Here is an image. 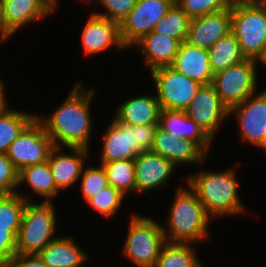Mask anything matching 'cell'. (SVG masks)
I'll return each mask as SVG.
<instances>
[{
  "label": "cell",
  "instance_id": "f35d334b",
  "mask_svg": "<svg viewBox=\"0 0 266 267\" xmlns=\"http://www.w3.org/2000/svg\"><path fill=\"white\" fill-rule=\"evenodd\" d=\"M4 80H2L0 78V114L4 113L5 111H7L9 109V103L7 100V95H6V91H5V82H3Z\"/></svg>",
  "mask_w": 266,
  "mask_h": 267
},
{
  "label": "cell",
  "instance_id": "3957f363",
  "mask_svg": "<svg viewBox=\"0 0 266 267\" xmlns=\"http://www.w3.org/2000/svg\"><path fill=\"white\" fill-rule=\"evenodd\" d=\"M179 185L162 226L166 242L195 244L209 237L208 225L212 218L207 214L197 194L189 187ZM188 188V189H187Z\"/></svg>",
  "mask_w": 266,
  "mask_h": 267
},
{
  "label": "cell",
  "instance_id": "ffe728a7",
  "mask_svg": "<svg viewBox=\"0 0 266 267\" xmlns=\"http://www.w3.org/2000/svg\"><path fill=\"white\" fill-rule=\"evenodd\" d=\"M116 107L113 116L126 125L159 124L162 108L156 93L131 97Z\"/></svg>",
  "mask_w": 266,
  "mask_h": 267
},
{
  "label": "cell",
  "instance_id": "d6986e66",
  "mask_svg": "<svg viewBox=\"0 0 266 267\" xmlns=\"http://www.w3.org/2000/svg\"><path fill=\"white\" fill-rule=\"evenodd\" d=\"M6 39L9 40L26 24L52 15L51 0H2Z\"/></svg>",
  "mask_w": 266,
  "mask_h": 267
},
{
  "label": "cell",
  "instance_id": "e575fe53",
  "mask_svg": "<svg viewBox=\"0 0 266 267\" xmlns=\"http://www.w3.org/2000/svg\"><path fill=\"white\" fill-rule=\"evenodd\" d=\"M136 2L137 0H96L95 3H99L105 11H94L93 13L120 24L135 7Z\"/></svg>",
  "mask_w": 266,
  "mask_h": 267
},
{
  "label": "cell",
  "instance_id": "f546056e",
  "mask_svg": "<svg viewBox=\"0 0 266 267\" xmlns=\"http://www.w3.org/2000/svg\"><path fill=\"white\" fill-rule=\"evenodd\" d=\"M191 20L180 6L172 5L165 16L156 23L153 31L178 39L182 43L187 39Z\"/></svg>",
  "mask_w": 266,
  "mask_h": 267
},
{
  "label": "cell",
  "instance_id": "8d00e7d4",
  "mask_svg": "<svg viewBox=\"0 0 266 267\" xmlns=\"http://www.w3.org/2000/svg\"><path fill=\"white\" fill-rule=\"evenodd\" d=\"M20 228H0V267H4L16 252V239Z\"/></svg>",
  "mask_w": 266,
  "mask_h": 267
},
{
  "label": "cell",
  "instance_id": "83f0119b",
  "mask_svg": "<svg viewBox=\"0 0 266 267\" xmlns=\"http://www.w3.org/2000/svg\"><path fill=\"white\" fill-rule=\"evenodd\" d=\"M37 114L8 109L0 114V153L7 154L12 142L36 118Z\"/></svg>",
  "mask_w": 266,
  "mask_h": 267
},
{
  "label": "cell",
  "instance_id": "b9f144b4",
  "mask_svg": "<svg viewBox=\"0 0 266 267\" xmlns=\"http://www.w3.org/2000/svg\"><path fill=\"white\" fill-rule=\"evenodd\" d=\"M58 5H59V0H51L52 13L57 9Z\"/></svg>",
  "mask_w": 266,
  "mask_h": 267
},
{
  "label": "cell",
  "instance_id": "d6a6232c",
  "mask_svg": "<svg viewBox=\"0 0 266 267\" xmlns=\"http://www.w3.org/2000/svg\"><path fill=\"white\" fill-rule=\"evenodd\" d=\"M89 166L83 168L81 177L79 178L81 193L84 201L99 193L102 189L109 186L106 171L102 165Z\"/></svg>",
  "mask_w": 266,
  "mask_h": 267
},
{
  "label": "cell",
  "instance_id": "9c48e42d",
  "mask_svg": "<svg viewBox=\"0 0 266 267\" xmlns=\"http://www.w3.org/2000/svg\"><path fill=\"white\" fill-rule=\"evenodd\" d=\"M149 73L162 109L185 111L202 86L171 66L159 67Z\"/></svg>",
  "mask_w": 266,
  "mask_h": 267
},
{
  "label": "cell",
  "instance_id": "6da1fadb",
  "mask_svg": "<svg viewBox=\"0 0 266 267\" xmlns=\"http://www.w3.org/2000/svg\"><path fill=\"white\" fill-rule=\"evenodd\" d=\"M95 89L85 88L76 82L67 98L50 115L37 114L54 146L80 147L90 150L94 121L91 115V101ZM44 115V116H43ZM93 122V123H92Z\"/></svg>",
  "mask_w": 266,
  "mask_h": 267
},
{
  "label": "cell",
  "instance_id": "2e32d148",
  "mask_svg": "<svg viewBox=\"0 0 266 267\" xmlns=\"http://www.w3.org/2000/svg\"><path fill=\"white\" fill-rule=\"evenodd\" d=\"M70 153L62 152V147L54 146L49 154V167L59 191L67 190L81 177L85 160H89L90 150L80 147H66Z\"/></svg>",
  "mask_w": 266,
  "mask_h": 267
},
{
  "label": "cell",
  "instance_id": "7a4b0ae2",
  "mask_svg": "<svg viewBox=\"0 0 266 267\" xmlns=\"http://www.w3.org/2000/svg\"><path fill=\"white\" fill-rule=\"evenodd\" d=\"M236 172L235 167H229L220 172L202 169L198 174L187 175L185 182L197 194L212 220L245 213L246 206L238 195Z\"/></svg>",
  "mask_w": 266,
  "mask_h": 267
},
{
  "label": "cell",
  "instance_id": "cb8c5ba5",
  "mask_svg": "<svg viewBox=\"0 0 266 267\" xmlns=\"http://www.w3.org/2000/svg\"><path fill=\"white\" fill-rule=\"evenodd\" d=\"M29 186L32 193L25 195L22 185ZM27 202H33V195L40 196L44 202H52L54 197L61 193L55 185L49 163L45 161L36 165L25 167L19 171V183L17 192Z\"/></svg>",
  "mask_w": 266,
  "mask_h": 267
},
{
  "label": "cell",
  "instance_id": "1f68e13d",
  "mask_svg": "<svg viewBox=\"0 0 266 267\" xmlns=\"http://www.w3.org/2000/svg\"><path fill=\"white\" fill-rule=\"evenodd\" d=\"M126 196L111 185L102 189L99 193L86 201L88 206L103 218L108 219L115 215L122 206Z\"/></svg>",
  "mask_w": 266,
  "mask_h": 267
},
{
  "label": "cell",
  "instance_id": "f6af8a7d",
  "mask_svg": "<svg viewBox=\"0 0 266 267\" xmlns=\"http://www.w3.org/2000/svg\"><path fill=\"white\" fill-rule=\"evenodd\" d=\"M259 148L266 152V140L260 145Z\"/></svg>",
  "mask_w": 266,
  "mask_h": 267
},
{
  "label": "cell",
  "instance_id": "52a82bcc",
  "mask_svg": "<svg viewBox=\"0 0 266 267\" xmlns=\"http://www.w3.org/2000/svg\"><path fill=\"white\" fill-rule=\"evenodd\" d=\"M231 32L243 55L258 61L266 51V11L259 4L231 6Z\"/></svg>",
  "mask_w": 266,
  "mask_h": 267
},
{
  "label": "cell",
  "instance_id": "603a6c76",
  "mask_svg": "<svg viewBox=\"0 0 266 267\" xmlns=\"http://www.w3.org/2000/svg\"><path fill=\"white\" fill-rule=\"evenodd\" d=\"M180 45L181 42L178 39L152 31L137 41L133 47H138L146 63L145 66L147 65L151 72L159 67L171 66Z\"/></svg>",
  "mask_w": 266,
  "mask_h": 267
},
{
  "label": "cell",
  "instance_id": "d4e9b609",
  "mask_svg": "<svg viewBox=\"0 0 266 267\" xmlns=\"http://www.w3.org/2000/svg\"><path fill=\"white\" fill-rule=\"evenodd\" d=\"M47 267H81L88 260L87 253L72 236L58 237L39 253Z\"/></svg>",
  "mask_w": 266,
  "mask_h": 267
},
{
  "label": "cell",
  "instance_id": "60d3db41",
  "mask_svg": "<svg viewBox=\"0 0 266 267\" xmlns=\"http://www.w3.org/2000/svg\"><path fill=\"white\" fill-rule=\"evenodd\" d=\"M232 6L244 4H258L260 0H229Z\"/></svg>",
  "mask_w": 266,
  "mask_h": 267
},
{
  "label": "cell",
  "instance_id": "4dcf8cb0",
  "mask_svg": "<svg viewBox=\"0 0 266 267\" xmlns=\"http://www.w3.org/2000/svg\"><path fill=\"white\" fill-rule=\"evenodd\" d=\"M26 204L18 193L0 194V228H20Z\"/></svg>",
  "mask_w": 266,
  "mask_h": 267
},
{
  "label": "cell",
  "instance_id": "d590c367",
  "mask_svg": "<svg viewBox=\"0 0 266 267\" xmlns=\"http://www.w3.org/2000/svg\"><path fill=\"white\" fill-rule=\"evenodd\" d=\"M19 183V171L8 158L0 153V194H14Z\"/></svg>",
  "mask_w": 266,
  "mask_h": 267
},
{
  "label": "cell",
  "instance_id": "7bdbcfd3",
  "mask_svg": "<svg viewBox=\"0 0 266 267\" xmlns=\"http://www.w3.org/2000/svg\"><path fill=\"white\" fill-rule=\"evenodd\" d=\"M258 64L264 65L266 67V51L263 56L258 60Z\"/></svg>",
  "mask_w": 266,
  "mask_h": 267
},
{
  "label": "cell",
  "instance_id": "30bf717a",
  "mask_svg": "<svg viewBox=\"0 0 266 267\" xmlns=\"http://www.w3.org/2000/svg\"><path fill=\"white\" fill-rule=\"evenodd\" d=\"M54 147L42 123L35 118L12 142L7 152L15 167L21 169L48 161Z\"/></svg>",
  "mask_w": 266,
  "mask_h": 267
},
{
  "label": "cell",
  "instance_id": "7c38bea8",
  "mask_svg": "<svg viewBox=\"0 0 266 267\" xmlns=\"http://www.w3.org/2000/svg\"><path fill=\"white\" fill-rule=\"evenodd\" d=\"M229 115L236 117L240 139L260 147L266 140V89L232 107Z\"/></svg>",
  "mask_w": 266,
  "mask_h": 267
},
{
  "label": "cell",
  "instance_id": "9a60e30c",
  "mask_svg": "<svg viewBox=\"0 0 266 267\" xmlns=\"http://www.w3.org/2000/svg\"><path fill=\"white\" fill-rule=\"evenodd\" d=\"M134 164L136 194L140 195L166 186L177 169L171 161L153 151H143L137 155Z\"/></svg>",
  "mask_w": 266,
  "mask_h": 267
},
{
  "label": "cell",
  "instance_id": "e0dca14e",
  "mask_svg": "<svg viewBox=\"0 0 266 267\" xmlns=\"http://www.w3.org/2000/svg\"><path fill=\"white\" fill-rule=\"evenodd\" d=\"M151 151L171 161L175 166L186 163L205 164L208 155L192 140L179 139L157 126Z\"/></svg>",
  "mask_w": 266,
  "mask_h": 267
},
{
  "label": "cell",
  "instance_id": "ab89813d",
  "mask_svg": "<svg viewBox=\"0 0 266 267\" xmlns=\"http://www.w3.org/2000/svg\"><path fill=\"white\" fill-rule=\"evenodd\" d=\"M0 39L6 41V27L4 22L3 1L0 0Z\"/></svg>",
  "mask_w": 266,
  "mask_h": 267
},
{
  "label": "cell",
  "instance_id": "44dd1931",
  "mask_svg": "<svg viewBox=\"0 0 266 267\" xmlns=\"http://www.w3.org/2000/svg\"><path fill=\"white\" fill-rule=\"evenodd\" d=\"M159 126L179 139L192 140L207 155L214 144L213 139L185 111L162 109Z\"/></svg>",
  "mask_w": 266,
  "mask_h": 267
},
{
  "label": "cell",
  "instance_id": "8992f818",
  "mask_svg": "<svg viewBox=\"0 0 266 267\" xmlns=\"http://www.w3.org/2000/svg\"><path fill=\"white\" fill-rule=\"evenodd\" d=\"M123 255L137 267H154L165 237L162 225L148 216L131 214Z\"/></svg>",
  "mask_w": 266,
  "mask_h": 267
},
{
  "label": "cell",
  "instance_id": "5bb4252c",
  "mask_svg": "<svg viewBox=\"0 0 266 267\" xmlns=\"http://www.w3.org/2000/svg\"><path fill=\"white\" fill-rule=\"evenodd\" d=\"M84 28L82 29L81 45L85 56H95L110 47L116 50L127 49L120 38L119 23L105 17L92 13L88 15Z\"/></svg>",
  "mask_w": 266,
  "mask_h": 267
},
{
  "label": "cell",
  "instance_id": "484cf974",
  "mask_svg": "<svg viewBox=\"0 0 266 267\" xmlns=\"http://www.w3.org/2000/svg\"><path fill=\"white\" fill-rule=\"evenodd\" d=\"M210 67L213 74L244 61L240 45L235 35L230 32L216 42L209 50Z\"/></svg>",
  "mask_w": 266,
  "mask_h": 267
},
{
  "label": "cell",
  "instance_id": "ee69618b",
  "mask_svg": "<svg viewBox=\"0 0 266 267\" xmlns=\"http://www.w3.org/2000/svg\"><path fill=\"white\" fill-rule=\"evenodd\" d=\"M258 4L266 11V0H260Z\"/></svg>",
  "mask_w": 266,
  "mask_h": 267
},
{
  "label": "cell",
  "instance_id": "7402d4cb",
  "mask_svg": "<svg viewBox=\"0 0 266 267\" xmlns=\"http://www.w3.org/2000/svg\"><path fill=\"white\" fill-rule=\"evenodd\" d=\"M171 67L201 85L212 83L214 74L210 67L208 50L186 41L181 43Z\"/></svg>",
  "mask_w": 266,
  "mask_h": 267
},
{
  "label": "cell",
  "instance_id": "ba28073f",
  "mask_svg": "<svg viewBox=\"0 0 266 267\" xmlns=\"http://www.w3.org/2000/svg\"><path fill=\"white\" fill-rule=\"evenodd\" d=\"M257 67L258 61L246 58L214 74L211 84L229 110L257 93Z\"/></svg>",
  "mask_w": 266,
  "mask_h": 267
},
{
  "label": "cell",
  "instance_id": "836d02e7",
  "mask_svg": "<svg viewBox=\"0 0 266 267\" xmlns=\"http://www.w3.org/2000/svg\"><path fill=\"white\" fill-rule=\"evenodd\" d=\"M173 5L180 6L191 19L230 9L232 6L229 0H173Z\"/></svg>",
  "mask_w": 266,
  "mask_h": 267
},
{
  "label": "cell",
  "instance_id": "4fadbf2b",
  "mask_svg": "<svg viewBox=\"0 0 266 267\" xmlns=\"http://www.w3.org/2000/svg\"><path fill=\"white\" fill-rule=\"evenodd\" d=\"M185 112L213 140L223 122L230 118V110L222 102L212 84L202 85L199 88Z\"/></svg>",
  "mask_w": 266,
  "mask_h": 267
},
{
  "label": "cell",
  "instance_id": "ac0fdd59",
  "mask_svg": "<svg viewBox=\"0 0 266 267\" xmlns=\"http://www.w3.org/2000/svg\"><path fill=\"white\" fill-rule=\"evenodd\" d=\"M231 32V8L191 20L186 42L209 50Z\"/></svg>",
  "mask_w": 266,
  "mask_h": 267
},
{
  "label": "cell",
  "instance_id": "f1b7e54d",
  "mask_svg": "<svg viewBox=\"0 0 266 267\" xmlns=\"http://www.w3.org/2000/svg\"><path fill=\"white\" fill-rule=\"evenodd\" d=\"M100 164L106 171L109 185L120 190L125 196L136 193L134 159L101 162Z\"/></svg>",
  "mask_w": 266,
  "mask_h": 267
},
{
  "label": "cell",
  "instance_id": "74e56055",
  "mask_svg": "<svg viewBox=\"0 0 266 267\" xmlns=\"http://www.w3.org/2000/svg\"><path fill=\"white\" fill-rule=\"evenodd\" d=\"M4 267H47L38 254L16 253Z\"/></svg>",
  "mask_w": 266,
  "mask_h": 267
},
{
  "label": "cell",
  "instance_id": "4316f807",
  "mask_svg": "<svg viewBox=\"0 0 266 267\" xmlns=\"http://www.w3.org/2000/svg\"><path fill=\"white\" fill-rule=\"evenodd\" d=\"M196 250L194 244L165 242L154 267H203Z\"/></svg>",
  "mask_w": 266,
  "mask_h": 267
},
{
  "label": "cell",
  "instance_id": "bcb514c9",
  "mask_svg": "<svg viewBox=\"0 0 266 267\" xmlns=\"http://www.w3.org/2000/svg\"><path fill=\"white\" fill-rule=\"evenodd\" d=\"M81 2L82 1H85L86 3H88L89 4V2H92L93 0H80Z\"/></svg>",
  "mask_w": 266,
  "mask_h": 267
},
{
  "label": "cell",
  "instance_id": "8fae6325",
  "mask_svg": "<svg viewBox=\"0 0 266 267\" xmlns=\"http://www.w3.org/2000/svg\"><path fill=\"white\" fill-rule=\"evenodd\" d=\"M172 5L173 0H137L135 7L119 24L123 45L129 49L151 33Z\"/></svg>",
  "mask_w": 266,
  "mask_h": 267
},
{
  "label": "cell",
  "instance_id": "277c9868",
  "mask_svg": "<svg viewBox=\"0 0 266 267\" xmlns=\"http://www.w3.org/2000/svg\"><path fill=\"white\" fill-rule=\"evenodd\" d=\"M111 119L102 137L100 162L134 159L143 151H151L159 124L130 126Z\"/></svg>",
  "mask_w": 266,
  "mask_h": 267
},
{
  "label": "cell",
  "instance_id": "5b68a950",
  "mask_svg": "<svg viewBox=\"0 0 266 267\" xmlns=\"http://www.w3.org/2000/svg\"><path fill=\"white\" fill-rule=\"evenodd\" d=\"M53 202H27L16 239L18 254H38L58 237L56 209Z\"/></svg>",
  "mask_w": 266,
  "mask_h": 267
}]
</instances>
